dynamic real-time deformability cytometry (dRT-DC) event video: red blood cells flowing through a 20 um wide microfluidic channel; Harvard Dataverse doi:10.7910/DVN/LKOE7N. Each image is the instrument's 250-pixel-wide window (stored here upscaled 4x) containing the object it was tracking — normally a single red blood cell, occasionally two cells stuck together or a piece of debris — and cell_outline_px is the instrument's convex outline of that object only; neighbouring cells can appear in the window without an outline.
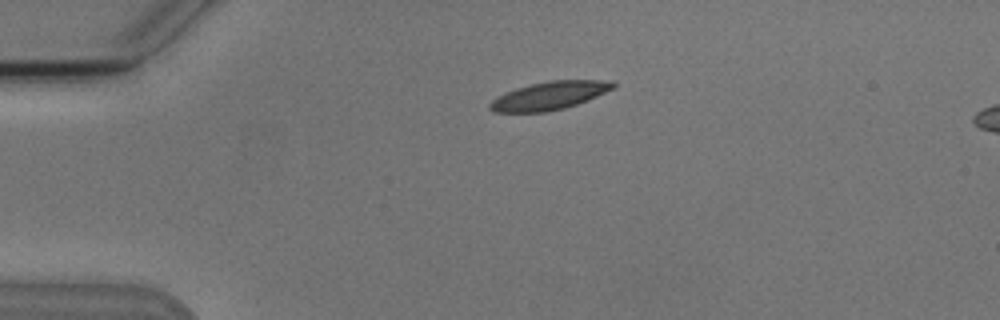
{"species": "Egyptian fruit bat (a non-hibernating species)", "species_latin": "Rousettus aegyptiacus", "temperature_condition": "cold", "stored_images_in_passage": 2, "camera_frame_rate_fps": 3000, "um_per_image_px": 0.085, "animal": {"sex": "male"}, "frame": {"image": 1, "passage_image": 1, "time_ms": 0.0, "image_size_px": [1000, 320], "cell_outline_px": [[616, 84], [612, 88], [588, 100], [564, 108], [544, 112], [492, 112], [488, 108], [488, 104], [496, 96], [504, 92], [516, 88], [548, 80], [612, 80]], "centroid_in_image_um": [46.64, 8.13], "position_along_channel_um": 38.4, "area_um2": 20.17}}